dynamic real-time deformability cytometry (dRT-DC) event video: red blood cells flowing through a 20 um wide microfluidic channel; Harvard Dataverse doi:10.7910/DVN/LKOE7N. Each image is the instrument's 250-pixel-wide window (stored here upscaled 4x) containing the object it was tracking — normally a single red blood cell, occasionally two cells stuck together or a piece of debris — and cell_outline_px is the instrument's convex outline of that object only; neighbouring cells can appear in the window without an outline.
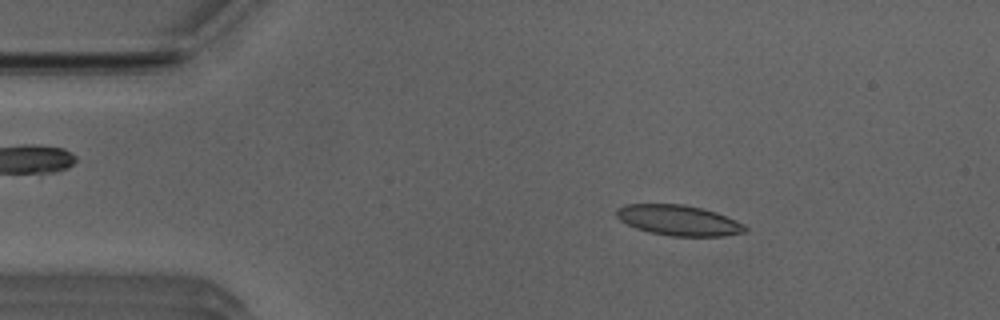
{"species": "Egyptian fruit bat (a non-hibernating species)", "species_latin": "Rousettus aegyptiacus", "temperature_condition": "room temperature", "stored_images_in_passage": 9, "camera_frame_rate_fps": 3000, "um_per_image_px": 0.085, "animal": {"sex": "male"}, "frame": {"image": 1, "passage_image": 3, "time_ms": 0.667, "image_size_px": [1000, 320], "cell_outline_px": [[748, 228], [744, 232], [724, 236], [672, 236], [648, 232], [636, 228], [620, 220], [616, 216], [616, 208], [624, 204], [684, 204], [716, 212], [736, 220], [744, 224]], "centroid_in_image_um": [57.67, 18.72], "position_along_channel_um": 27.3, "area_um2": 22.83}}